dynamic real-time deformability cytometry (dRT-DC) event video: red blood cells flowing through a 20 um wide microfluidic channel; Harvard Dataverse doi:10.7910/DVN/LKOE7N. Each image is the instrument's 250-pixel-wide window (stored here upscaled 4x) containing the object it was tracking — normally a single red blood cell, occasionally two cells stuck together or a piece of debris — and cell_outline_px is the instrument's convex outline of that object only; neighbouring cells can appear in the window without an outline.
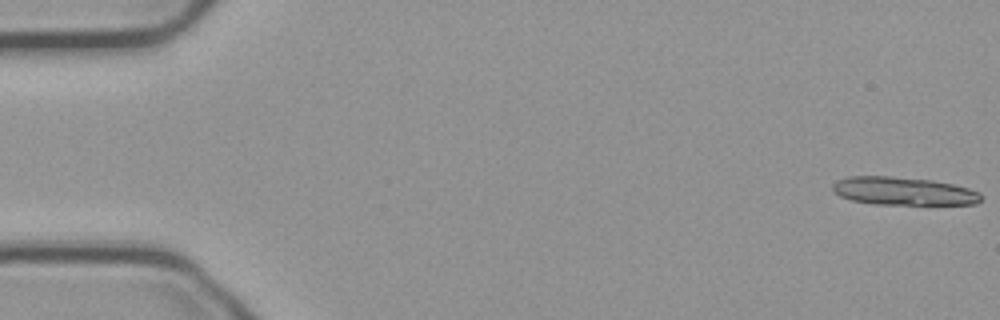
{"species": "common noctule bat (a hibernating species)", "species_latin": "Nyctalus noctula", "temperature_condition": "cold", "stored_images_in_passage": 15, "camera_frame_rate_fps": 3000, "um_per_image_px": 0.085, "animal": {"sex": "male", "body_mass_g": 23.1, "forearm_length_mm": 52.7}, "frame": {"image": 1, "passage_image": 1, "time_ms": 0.0, "image_size_px": [1000, 320], "cell_outline_px": [[980, 200], [976, 204], [872, 204], [852, 200], [840, 196], [832, 192], [832, 184], [836, 180], [848, 176], [892, 176], [932, 180], [952, 184], [968, 188], [980, 192]], "centroid_in_image_um": [76.73, 16.24], "position_along_channel_um": 8.3, "area_um2": 24.33}}